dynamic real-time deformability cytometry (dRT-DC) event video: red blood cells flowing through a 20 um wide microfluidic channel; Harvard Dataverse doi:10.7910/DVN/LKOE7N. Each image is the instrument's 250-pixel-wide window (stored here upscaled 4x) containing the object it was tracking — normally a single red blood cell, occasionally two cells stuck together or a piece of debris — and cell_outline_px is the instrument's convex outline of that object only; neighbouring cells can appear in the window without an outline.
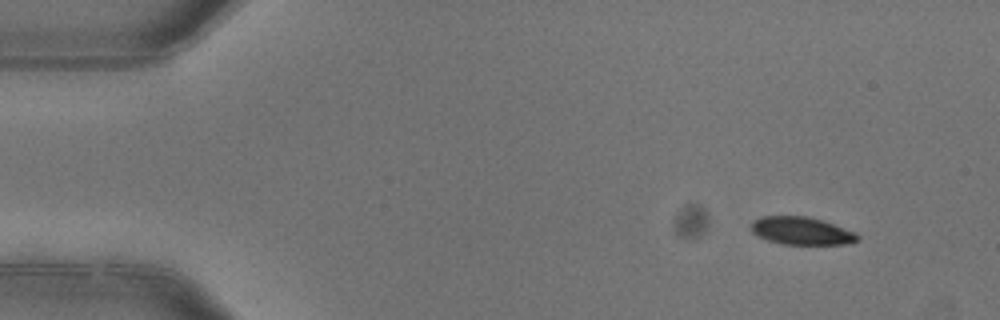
{"species": "common noctule bat (a hibernating species)", "species_latin": "Nyctalus noctula", "temperature_condition": "warm", "stored_images_in_passage": 5, "camera_frame_rate_fps": 3000, "um_per_image_px": 0.085, "animal": {"sex": "female"}, "frame": {"image": 1, "passage_image": 1, "time_ms": 0.0, "image_size_px": [1000, 320], "cell_outline_px": [[860, 240], [844, 244], [784, 244], [768, 240], [752, 232], [752, 220], [760, 216], [808, 216], [824, 220], [856, 232], [860, 236]], "centroid_in_image_um": [68.17, 19.61], "position_along_channel_um": 16.8, "area_um2": 17.28}}
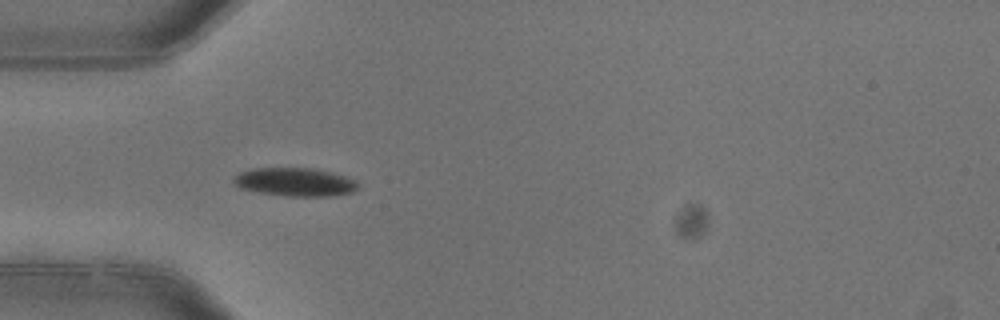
{"frame": {"image": 2, "passage_image": 4, "time_ms": 1.0, "image_size_px": [1000, 320], "cell_outline_px": [[360, 184], [352, 192], [332, 196], [288, 196], [260, 192], [240, 188], [232, 180], [240, 172], [252, 168], [312, 168], [344, 176], [356, 180]], "centroid_in_image_um": [25.08, 15.47], "position_along_channel_um": 59.9, "area_um2": 20.35}}